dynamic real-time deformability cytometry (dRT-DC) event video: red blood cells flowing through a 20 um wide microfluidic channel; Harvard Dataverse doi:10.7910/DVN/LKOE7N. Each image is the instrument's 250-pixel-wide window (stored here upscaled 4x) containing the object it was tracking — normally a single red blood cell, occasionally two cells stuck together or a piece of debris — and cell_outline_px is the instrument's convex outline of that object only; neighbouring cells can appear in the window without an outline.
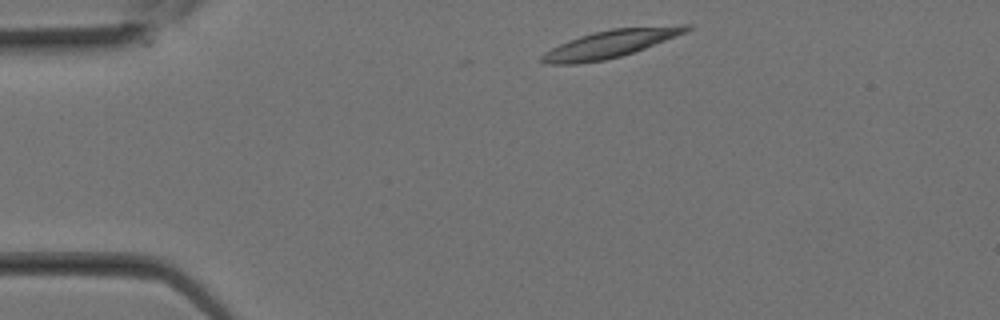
{"species": "Egyptian fruit bat (a non-hibernating species)", "species_latin": "Rousettus aegyptiacus", "temperature_condition": "room temperature", "stored_images_in_passage": 16, "camera_frame_rate_fps": 3000, "um_per_image_px": 0.085, "animal": {"sex": "female"}, "frame": {"image": 1, "passage_image": 1, "time_ms": 0.0, "image_size_px": [1000, 320], "cell_outline_px": [[692, 28], [676, 36], [644, 48], [620, 56], [604, 60], [576, 64], [544, 64], [540, 60], [540, 56], [544, 52], [560, 44], [580, 36], [612, 28], [680, 24], [692, 24]], "centroid_in_image_um": [51.88, 3.71], "position_along_channel_um": 33.1, "area_um2": 23.12}}
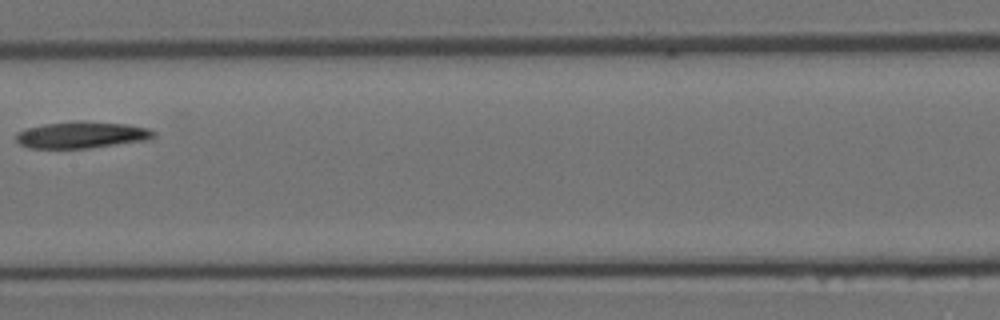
{"frame": {"image": 2, "passage_image": 10, "time_ms": 3.0, "image_size_px": [1000, 320], "cell_outline_px": [[156, 136], [148, 140], [88, 148], [28, 148], [20, 144], [16, 140], [16, 132], [24, 128], [44, 124], [76, 120], [80, 120], [124, 124], [148, 128], [156, 132]], "centroid_in_image_um": [6.92, 11.46], "position_along_channel_um": 200.5, "area_um2": 21.56}}
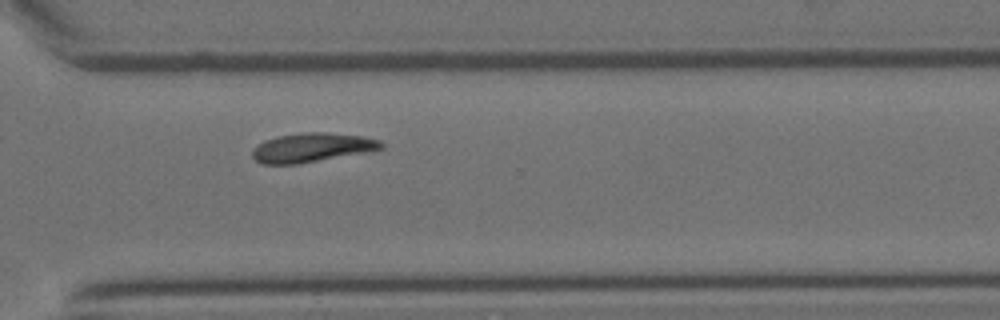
{"frame": {"image": 3, "passage_image": 16, "time_ms": 5.0, "image_size_px": [1000, 320], "cell_outline_px": [[384, 148], [372, 152], [296, 164], [260, 164], [252, 156], [252, 148], [264, 140], [276, 136], [300, 132], [328, 132], [360, 136], [380, 140], [384, 144]], "centroid_in_image_um": [26.53, 12.54], "position_along_channel_um": 344.1, "area_um2": 22.25}}